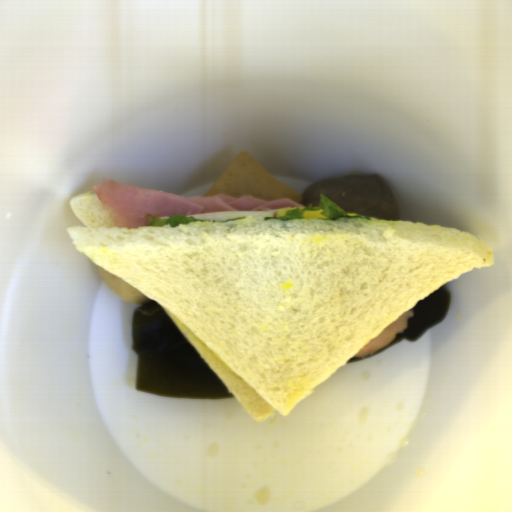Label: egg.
I'll return each mask as SVG.
<instances>
[{
  "label": "egg",
  "mask_w": 512,
  "mask_h": 512,
  "mask_svg": "<svg viewBox=\"0 0 512 512\" xmlns=\"http://www.w3.org/2000/svg\"><path fill=\"white\" fill-rule=\"evenodd\" d=\"M299 208V207H296ZM296 208H279L276 210H249V211H226V212H203L193 216L201 222H224L237 217H254L264 220L265 217L285 215L288 211Z\"/></svg>",
  "instance_id": "d2b9013d"
},
{
  "label": "egg",
  "mask_w": 512,
  "mask_h": 512,
  "mask_svg": "<svg viewBox=\"0 0 512 512\" xmlns=\"http://www.w3.org/2000/svg\"><path fill=\"white\" fill-rule=\"evenodd\" d=\"M323 210H313V211H307L304 213L303 219H324L323 215L321 214Z\"/></svg>",
  "instance_id": "2799bb9f"
}]
</instances>
